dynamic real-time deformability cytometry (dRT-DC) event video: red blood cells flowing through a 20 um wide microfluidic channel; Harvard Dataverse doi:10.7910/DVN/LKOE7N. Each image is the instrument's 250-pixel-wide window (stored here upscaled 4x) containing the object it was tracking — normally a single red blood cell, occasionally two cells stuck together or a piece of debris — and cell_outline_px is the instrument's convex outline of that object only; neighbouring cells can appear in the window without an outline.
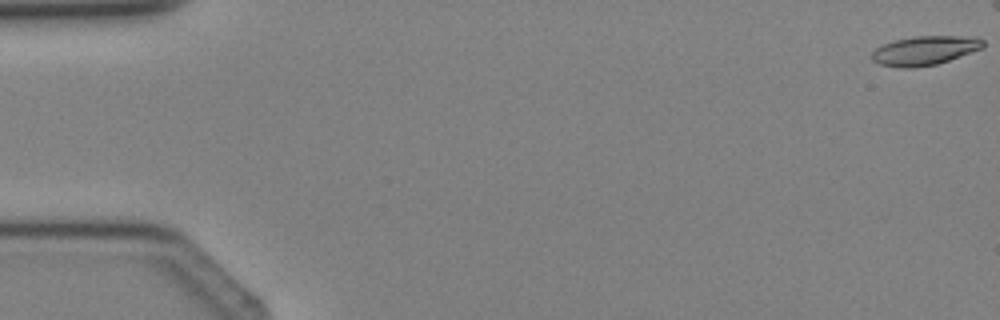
{"species": "Egyptian fruit bat (a non-hibernating species)", "species_latin": "Rousettus aegyptiacus", "temperature_condition": "cold", "stored_images_in_passage": 5, "camera_frame_rate_fps": 3000, "um_per_image_px": 0.085, "animal": {"sex": "female"}, "frame": {"image": 1, "passage_image": 1, "time_ms": 0.0, "image_size_px": [1000, 320], "cell_outline_px": [[984, 48], [936, 64], [912, 68], [904, 68], [880, 64], [872, 60], [872, 52], [876, 48], [884, 44], [896, 40], [912, 36], [976, 36], [984, 40]], "centroid_in_image_um": [78.64, 4.28], "position_along_channel_um": 6.4, "area_um2": 18.84}}